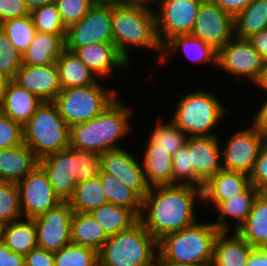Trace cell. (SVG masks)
Returning a JSON list of instances; mask_svg holds the SVG:
<instances>
[{
  "instance_id": "6",
  "label": "cell",
  "mask_w": 267,
  "mask_h": 266,
  "mask_svg": "<svg viewBox=\"0 0 267 266\" xmlns=\"http://www.w3.org/2000/svg\"><path fill=\"white\" fill-rule=\"evenodd\" d=\"M22 130L23 143L39 159L70 147V127L53 101H43Z\"/></svg>"
},
{
  "instance_id": "45",
  "label": "cell",
  "mask_w": 267,
  "mask_h": 266,
  "mask_svg": "<svg viewBox=\"0 0 267 266\" xmlns=\"http://www.w3.org/2000/svg\"><path fill=\"white\" fill-rule=\"evenodd\" d=\"M101 155L93 151L77 149V183L99 176Z\"/></svg>"
},
{
  "instance_id": "29",
  "label": "cell",
  "mask_w": 267,
  "mask_h": 266,
  "mask_svg": "<svg viewBox=\"0 0 267 266\" xmlns=\"http://www.w3.org/2000/svg\"><path fill=\"white\" fill-rule=\"evenodd\" d=\"M108 237L90 212H74L72 215L71 241L73 244L99 252Z\"/></svg>"
},
{
  "instance_id": "3",
  "label": "cell",
  "mask_w": 267,
  "mask_h": 266,
  "mask_svg": "<svg viewBox=\"0 0 267 266\" xmlns=\"http://www.w3.org/2000/svg\"><path fill=\"white\" fill-rule=\"evenodd\" d=\"M115 100L102 113L90 121L70 128V147L103 154L120 149L117 141L131 133L129 116L132 111Z\"/></svg>"
},
{
  "instance_id": "27",
  "label": "cell",
  "mask_w": 267,
  "mask_h": 266,
  "mask_svg": "<svg viewBox=\"0 0 267 266\" xmlns=\"http://www.w3.org/2000/svg\"><path fill=\"white\" fill-rule=\"evenodd\" d=\"M66 35H52L36 32L32 43L22 54V64L49 65L54 64L65 50Z\"/></svg>"
},
{
  "instance_id": "36",
  "label": "cell",
  "mask_w": 267,
  "mask_h": 266,
  "mask_svg": "<svg viewBox=\"0 0 267 266\" xmlns=\"http://www.w3.org/2000/svg\"><path fill=\"white\" fill-rule=\"evenodd\" d=\"M68 202L73 212H91L109 203L99 176L77 183Z\"/></svg>"
},
{
  "instance_id": "17",
  "label": "cell",
  "mask_w": 267,
  "mask_h": 266,
  "mask_svg": "<svg viewBox=\"0 0 267 266\" xmlns=\"http://www.w3.org/2000/svg\"><path fill=\"white\" fill-rule=\"evenodd\" d=\"M39 165L45 170L55 193L62 201H68L77 185V149L51 153L40 159Z\"/></svg>"
},
{
  "instance_id": "42",
  "label": "cell",
  "mask_w": 267,
  "mask_h": 266,
  "mask_svg": "<svg viewBox=\"0 0 267 266\" xmlns=\"http://www.w3.org/2000/svg\"><path fill=\"white\" fill-rule=\"evenodd\" d=\"M22 67V54L11 44L8 36L0 29V71L11 79Z\"/></svg>"
},
{
  "instance_id": "12",
  "label": "cell",
  "mask_w": 267,
  "mask_h": 266,
  "mask_svg": "<svg viewBox=\"0 0 267 266\" xmlns=\"http://www.w3.org/2000/svg\"><path fill=\"white\" fill-rule=\"evenodd\" d=\"M73 213L70 203L63 201L46 213L33 218L36 225L38 247L56 252L72 243Z\"/></svg>"
},
{
  "instance_id": "24",
  "label": "cell",
  "mask_w": 267,
  "mask_h": 266,
  "mask_svg": "<svg viewBox=\"0 0 267 266\" xmlns=\"http://www.w3.org/2000/svg\"><path fill=\"white\" fill-rule=\"evenodd\" d=\"M252 246L234 231L219 232L214 241L211 266H246Z\"/></svg>"
},
{
  "instance_id": "21",
  "label": "cell",
  "mask_w": 267,
  "mask_h": 266,
  "mask_svg": "<svg viewBox=\"0 0 267 266\" xmlns=\"http://www.w3.org/2000/svg\"><path fill=\"white\" fill-rule=\"evenodd\" d=\"M74 53L99 78L110 75L113 68L129 65L114 43H93L78 47Z\"/></svg>"
},
{
  "instance_id": "46",
  "label": "cell",
  "mask_w": 267,
  "mask_h": 266,
  "mask_svg": "<svg viewBox=\"0 0 267 266\" xmlns=\"http://www.w3.org/2000/svg\"><path fill=\"white\" fill-rule=\"evenodd\" d=\"M23 143L22 126L4 115L0 114V149H8Z\"/></svg>"
},
{
  "instance_id": "9",
  "label": "cell",
  "mask_w": 267,
  "mask_h": 266,
  "mask_svg": "<svg viewBox=\"0 0 267 266\" xmlns=\"http://www.w3.org/2000/svg\"><path fill=\"white\" fill-rule=\"evenodd\" d=\"M111 22L112 3L94 4L83 18L67 28L65 49L74 52L93 43H113Z\"/></svg>"
},
{
  "instance_id": "63",
  "label": "cell",
  "mask_w": 267,
  "mask_h": 266,
  "mask_svg": "<svg viewBox=\"0 0 267 266\" xmlns=\"http://www.w3.org/2000/svg\"><path fill=\"white\" fill-rule=\"evenodd\" d=\"M2 113V101H1V96H0V114Z\"/></svg>"
},
{
  "instance_id": "20",
  "label": "cell",
  "mask_w": 267,
  "mask_h": 266,
  "mask_svg": "<svg viewBox=\"0 0 267 266\" xmlns=\"http://www.w3.org/2000/svg\"><path fill=\"white\" fill-rule=\"evenodd\" d=\"M249 186L248 174L221 169L203 185L202 201L207 202V206L208 201L212 202L216 207L220 202L243 193Z\"/></svg>"
},
{
  "instance_id": "49",
  "label": "cell",
  "mask_w": 267,
  "mask_h": 266,
  "mask_svg": "<svg viewBox=\"0 0 267 266\" xmlns=\"http://www.w3.org/2000/svg\"><path fill=\"white\" fill-rule=\"evenodd\" d=\"M25 266H54V252L35 248L24 255Z\"/></svg>"
},
{
  "instance_id": "31",
  "label": "cell",
  "mask_w": 267,
  "mask_h": 266,
  "mask_svg": "<svg viewBox=\"0 0 267 266\" xmlns=\"http://www.w3.org/2000/svg\"><path fill=\"white\" fill-rule=\"evenodd\" d=\"M2 241L12 252L22 255L38 247L36 225L33 219L13 221L3 225Z\"/></svg>"
},
{
  "instance_id": "43",
  "label": "cell",
  "mask_w": 267,
  "mask_h": 266,
  "mask_svg": "<svg viewBox=\"0 0 267 266\" xmlns=\"http://www.w3.org/2000/svg\"><path fill=\"white\" fill-rule=\"evenodd\" d=\"M64 25H70L83 18L94 5L90 0H54Z\"/></svg>"
},
{
  "instance_id": "48",
  "label": "cell",
  "mask_w": 267,
  "mask_h": 266,
  "mask_svg": "<svg viewBox=\"0 0 267 266\" xmlns=\"http://www.w3.org/2000/svg\"><path fill=\"white\" fill-rule=\"evenodd\" d=\"M29 14L24 0H0V23Z\"/></svg>"
},
{
  "instance_id": "50",
  "label": "cell",
  "mask_w": 267,
  "mask_h": 266,
  "mask_svg": "<svg viewBox=\"0 0 267 266\" xmlns=\"http://www.w3.org/2000/svg\"><path fill=\"white\" fill-rule=\"evenodd\" d=\"M0 266H25L24 255L12 252L10 248L1 241Z\"/></svg>"
},
{
  "instance_id": "13",
  "label": "cell",
  "mask_w": 267,
  "mask_h": 266,
  "mask_svg": "<svg viewBox=\"0 0 267 266\" xmlns=\"http://www.w3.org/2000/svg\"><path fill=\"white\" fill-rule=\"evenodd\" d=\"M191 34L219 50L234 36L233 16L212 0H202Z\"/></svg>"
},
{
  "instance_id": "44",
  "label": "cell",
  "mask_w": 267,
  "mask_h": 266,
  "mask_svg": "<svg viewBox=\"0 0 267 266\" xmlns=\"http://www.w3.org/2000/svg\"><path fill=\"white\" fill-rule=\"evenodd\" d=\"M178 180L183 181L179 183ZM172 185L193 186V166L190 165L189 149L186 145L172 157Z\"/></svg>"
},
{
  "instance_id": "26",
  "label": "cell",
  "mask_w": 267,
  "mask_h": 266,
  "mask_svg": "<svg viewBox=\"0 0 267 266\" xmlns=\"http://www.w3.org/2000/svg\"><path fill=\"white\" fill-rule=\"evenodd\" d=\"M260 193V190L250 185L243 193L236 195L228 200L220 202L216 210L220 212L215 222H212L219 232H229L227 224V215L235 218V232L245 223L249 213L252 210L255 198Z\"/></svg>"
},
{
  "instance_id": "54",
  "label": "cell",
  "mask_w": 267,
  "mask_h": 266,
  "mask_svg": "<svg viewBox=\"0 0 267 266\" xmlns=\"http://www.w3.org/2000/svg\"><path fill=\"white\" fill-rule=\"evenodd\" d=\"M253 124L264 136H267V100L254 116Z\"/></svg>"
},
{
  "instance_id": "15",
  "label": "cell",
  "mask_w": 267,
  "mask_h": 266,
  "mask_svg": "<svg viewBox=\"0 0 267 266\" xmlns=\"http://www.w3.org/2000/svg\"><path fill=\"white\" fill-rule=\"evenodd\" d=\"M217 65L230 74L247 77L254 82L264 62L248 39L233 36L218 50Z\"/></svg>"
},
{
  "instance_id": "4",
  "label": "cell",
  "mask_w": 267,
  "mask_h": 266,
  "mask_svg": "<svg viewBox=\"0 0 267 266\" xmlns=\"http://www.w3.org/2000/svg\"><path fill=\"white\" fill-rule=\"evenodd\" d=\"M156 251L158 241L138 220L108 237L98 252L99 266H154Z\"/></svg>"
},
{
  "instance_id": "19",
  "label": "cell",
  "mask_w": 267,
  "mask_h": 266,
  "mask_svg": "<svg viewBox=\"0 0 267 266\" xmlns=\"http://www.w3.org/2000/svg\"><path fill=\"white\" fill-rule=\"evenodd\" d=\"M12 80L41 101H54L62 89L56 63L49 65L22 64Z\"/></svg>"
},
{
  "instance_id": "8",
  "label": "cell",
  "mask_w": 267,
  "mask_h": 266,
  "mask_svg": "<svg viewBox=\"0 0 267 266\" xmlns=\"http://www.w3.org/2000/svg\"><path fill=\"white\" fill-rule=\"evenodd\" d=\"M116 99L114 89L106 91L96 82L85 87L61 89L53 102L60 116L71 128L95 118Z\"/></svg>"
},
{
  "instance_id": "5",
  "label": "cell",
  "mask_w": 267,
  "mask_h": 266,
  "mask_svg": "<svg viewBox=\"0 0 267 266\" xmlns=\"http://www.w3.org/2000/svg\"><path fill=\"white\" fill-rule=\"evenodd\" d=\"M219 233L210 223L193 224L168 235L158 241V252L172 262L211 265L214 241Z\"/></svg>"
},
{
  "instance_id": "16",
  "label": "cell",
  "mask_w": 267,
  "mask_h": 266,
  "mask_svg": "<svg viewBox=\"0 0 267 266\" xmlns=\"http://www.w3.org/2000/svg\"><path fill=\"white\" fill-rule=\"evenodd\" d=\"M217 136H188L190 165L193 166V186L201 188L222 168L221 149Z\"/></svg>"
},
{
  "instance_id": "38",
  "label": "cell",
  "mask_w": 267,
  "mask_h": 266,
  "mask_svg": "<svg viewBox=\"0 0 267 266\" xmlns=\"http://www.w3.org/2000/svg\"><path fill=\"white\" fill-rule=\"evenodd\" d=\"M0 29L21 54L27 50L37 32L30 14L5 20L0 23Z\"/></svg>"
},
{
  "instance_id": "60",
  "label": "cell",
  "mask_w": 267,
  "mask_h": 266,
  "mask_svg": "<svg viewBox=\"0 0 267 266\" xmlns=\"http://www.w3.org/2000/svg\"><path fill=\"white\" fill-rule=\"evenodd\" d=\"M260 193L267 198V185L260 190Z\"/></svg>"
},
{
  "instance_id": "37",
  "label": "cell",
  "mask_w": 267,
  "mask_h": 266,
  "mask_svg": "<svg viewBox=\"0 0 267 266\" xmlns=\"http://www.w3.org/2000/svg\"><path fill=\"white\" fill-rule=\"evenodd\" d=\"M188 135L184 133L172 120L170 123H160L150 133L148 137L147 148L145 149H163L172 157L182 148L187 141Z\"/></svg>"
},
{
  "instance_id": "18",
  "label": "cell",
  "mask_w": 267,
  "mask_h": 266,
  "mask_svg": "<svg viewBox=\"0 0 267 266\" xmlns=\"http://www.w3.org/2000/svg\"><path fill=\"white\" fill-rule=\"evenodd\" d=\"M141 166L131 153L122 148L101 154V170L115 176L144 198L150 186Z\"/></svg>"
},
{
  "instance_id": "34",
  "label": "cell",
  "mask_w": 267,
  "mask_h": 266,
  "mask_svg": "<svg viewBox=\"0 0 267 266\" xmlns=\"http://www.w3.org/2000/svg\"><path fill=\"white\" fill-rule=\"evenodd\" d=\"M143 170L150 187L172 185V156L163 149H146Z\"/></svg>"
},
{
  "instance_id": "2",
  "label": "cell",
  "mask_w": 267,
  "mask_h": 266,
  "mask_svg": "<svg viewBox=\"0 0 267 266\" xmlns=\"http://www.w3.org/2000/svg\"><path fill=\"white\" fill-rule=\"evenodd\" d=\"M150 2L152 1L130 0L112 3L113 43L129 63L130 54L127 49L129 46H144L162 52L156 33L155 13L148 7Z\"/></svg>"
},
{
  "instance_id": "51",
  "label": "cell",
  "mask_w": 267,
  "mask_h": 266,
  "mask_svg": "<svg viewBox=\"0 0 267 266\" xmlns=\"http://www.w3.org/2000/svg\"><path fill=\"white\" fill-rule=\"evenodd\" d=\"M258 51L264 63H267V28L247 38Z\"/></svg>"
},
{
  "instance_id": "7",
  "label": "cell",
  "mask_w": 267,
  "mask_h": 266,
  "mask_svg": "<svg viewBox=\"0 0 267 266\" xmlns=\"http://www.w3.org/2000/svg\"><path fill=\"white\" fill-rule=\"evenodd\" d=\"M216 97L203 90L185 94L178 102L172 121L189 137L217 136L211 131L224 118L226 108Z\"/></svg>"
},
{
  "instance_id": "39",
  "label": "cell",
  "mask_w": 267,
  "mask_h": 266,
  "mask_svg": "<svg viewBox=\"0 0 267 266\" xmlns=\"http://www.w3.org/2000/svg\"><path fill=\"white\" fill-rule=\"evenodd\" d=\"M54 266H99L98 252L70 243L54 252Z\"/></svg>"
},
{
  "instance_id": "56",
  "label": "cell",
  "mask_w": 267,
  "mask_h": 266,
  "mask_svg": "<svg viewBox=\"0 0 267 266\" xmlns=\"http://www.w3.org/2000/svg\"><path fill=\"white\" fill-rule=\"evenodd\" d=\"M254 84H257L258 88H262L267 92V63H264V66L260 70Z\"/></svg>"
},
{
  "instance_id": "55",
  "label": "cell",
  "mask_w": 267,
  "mask_h": 266,
  "mask_svg": "<svg viewBox=\"0 0 267 266\" xmlns=\"http://www.w3.org/2000/svg\"><path fill=\"white\" fill-rule=\"evenodd\" d=\"M154 266H211V265H198L192 263H179V262H172L166 258H164L158 251L157 255L155 256Z\"/></svg>"
},
{
  "instance_id": "52",
  "label": "cell",
  "mask_w": 267,
  "mask_h": 266,
  "mask_svg": "<svg viewBox=\"0 0 267 266\" xmlns=\"http://www.w3.org/2000/svg\"><path fill=\"white\" fill-rule=\"evenodd\" d=\"M218 7L233 17L244 10L252 0H212Z\"/></svg>"
},
{
  "instance_id": "28",
  "label": "cell",
  "mask_w": 267,
  "mask_h": 266,
  "mask_svg": "<svg viewBox=\"0 0 267 266\" xmlns=\"http://www.w3.org/2000/svg\"><path fill=\"white\" fill-rule=\"evenodd\" d=\"M59 79L62 89L85 87L97 82L96 75L78 58L74 52L66 49L57 58Z\"/></svg>"
},
{
  "instance_id": "30",
  "label": "cell",
  "mask_w": 267,
  "mask_h": 266,
  "mask_svg": "<svg viewBox=\"0 0 267 266\" xmlns=\"http://www.w3.org/2000/svg\"><path fill=\"white\" fill-rule=\"evenodd\" d=\"M252 247H267V198L259 193L245 223L236 231Z\"/></svg>"
},
{
  "instance_id": "32",
  "label": "cell",
  "mask_w": 267,
  "mask_h": 266,
  "mask_svg": "<svg viewBox=\"0 0 267 266\" xmlns=\"http://www.w3.org/2000/svg\"><path fill=\"white\" fill-rule=\"evenodd\" d=\"M90 213L101 225L107 237L129 229L139 220L131 210L111 203L95 208Z\"/></svg>"
},
{
  "instance_id": "23",
  "label": "cell",
  "mask_w": 267,
  "mask_h": 266,
  "mask_svg": "<svg viewBox=\"0 0 267 266\" xmlns=\"http://www.w3.org/2000/svg\"><path fill=\"white\" fill-rule=\"evenodd\" d=\"M1 101L2 113L22 127L30 120L37 107L43 102L13 80L5 87Z\"/></svg>"
},
{
  "instance_id": "62",
  "label": "cell",
  "mask_w": 267,
  "mask_h": 266,
  "mask_svg": "<svg viewBox=\"0 0 267 266\" xmlns=\"http://www.w3.org/2000/svg\"><path fill=\"white\" fill-rule=\"evenodd\" d=\"M91 2H93L94 4H100V0H90Z\"/></svg>"
},
{
  "instance_id": "35",
  "label": "cell",
  "mask_w": 267,
  "mask_h": 266,
  "mask_svg": "<svg viewBox=\"0 0 267 266\" xmlns=\"http://www.w3.org/2000/svg\"><path fill=\"white\" fill-rule=\"evenodd\" d=\"M99 178L109 203L125 207L131 210L138 218L140 217L143 198L136 191L127 187L115 176L102 170L99 173Z\"/></svg>"
},
{
  "instance_id": "57",
  "label": "cell",
  "mask_w": 267,
  "mask_h": 266,
  "mask_svg": "<svg viewBox=\"0 0 267 266\" xmlns=\"http://www.w3.org/2000/svg\"><path fill=\"white\" fill-rule=\"evenodd\" d=\"M24 2L28 10L31 12L36 8L54 3V0H24Z\"/></svg>"
},
{
  "instance_id": "22",
  "label": "cell",
  "mask_w": 267,
  "mask_h": 266,
  "mask_svg": "<svg viewBox=\"0 0 267 266\" xmlns=\"http://www.w3.org/2000/svg\"><path fill=\"white\" fill-rule=\"evenodd\" d=\"M40 159L25 143L0 149V182L18 183L32 172Z\"/></svg>"
},
{
  "instance_id": "53",
  "label": "cell",
  "mask_w": 267,
  "mask_h": 266,
  "mask_svg": "<svg viewBox=\"0 0 267 266\" xmlns=\"http://www.w3.org/2000/svg\"><path fill=\"white\" fill-rule=\"evenodd\" d=\"M246 266H267V247H253Z\"/></svg>"
},
{
  "instance_id": "58",
  "label": "cell",
  "mask_w": 267,
  "mask_h": 266,
  "mask_svg": "<svg viewBox=\"0 0 267 266\" xmlns=\"http://www.w3.org/2000/svg\"><path fill=\"white\" fill-rule=\"evenodd\" d=\"M12 79L6 75L4 72L0 71V96L4 92L5 87L9 84Z\"/></svg>"
},
{
  "instance_id": "40",
  "label": "cell",
  "mask_w": 267,
  "mask_h": 266,
  "mask_svg": "<svg viewBox=\"0 0 267 266\" xmlns=\"http://www.w3.org/2000/svg\"><path fill=\"white\" fill-rule=\"evenodd\" d=\"M37 32L52 35H66L64 25L55 3L44 5L30 12Z\"/></svg>"
},
{
  "instance_id": "14",
  "label": "cell",
  "mask_w": 267,
  "mask_h": 266,
  "mask_svg": "<svg viewBox=\"0 0 267 266\" xmlns=\"http://www.w3.org/2000/svg\"><path fill=\"white\" fill-rule=\"evenodd\" d=\"M264 135L253 125L248 129H241L230 137L221 157L222 168L249 174L257 160Z\"/></svg>"
},
{
  "instance_id": "10",
  "label": "cell",
  "mask_w": 267,
  "mask_h": 266,
  "mask_svg": "<svg viewBox=\"0 0 267 266\" xmlns=\"http://www.w3.org/2000/svg\"><path fill=\"white\" fill-rule=\"evenodd\" d=\"M158 2L160 12L155 13V22L157 38L161 46L175 36L191 34L202 0H159Z\"/></svg>"
},
{
  "instance_id": "11",
  "label": "cell",
  "mask_w": 267,
  "mask_h": 266,
  "mask_svg": "<svg viewBox=\"0 0 267 266\" xmlns=\"http://www.w3.org/2000/svg\"><path fill=\"white\" fill-rule=\"evenodd\" d=\"M17 184L23 218L33 219L63 202L40 165Z\"/></svg>"
},
{
  "instance_id": "33",
  "label": "cell",
  "mask_w": 267,
  "mask_h": 266,
  "mask_svg": "<svg viewBox=\"0 0 267 266\" xmlns=\"http://www.w3.org/2000/svg\"><path fill=\"white\" fill-rule=\"evenodd\" d=\"M234 36L248 38L267 28V0H252L233 17Z\"/></svg>"
},
{
  "instance_id": "25",
  "label": "cell",
  "mask_w": 267,
  "mask_h": 266,
  "mask_svg": "<svg viewBox=\"0 0 267 266\" xmlns=\"http://www.w3.org/2000/svg\"><path fill=\"white\" fill-rule=\"evenodd\" d=\"M192 61L211 62L217 65L218 50L192 34L178 35L169 39L163 46L158 62L162 64L170 54L175 55L179 49ZM169 54V55H168Z\"/></svg>"
},
{
  "instance_id": "41",
  "label": "cell",
  "mask_w": 267,
  "mask_h": 266,
  "mask_svg": "<svg viewBox=\"0 0 267 266\" xmlns=\"http://www.w3.org/2000/svg\"><path fill=\"white\" fill-rule=\"evenodd\" d=\"M23 217L17 183L0 182V222L4 225Z\"/></svg>"
},
{
  "instance_id": "59",
  "label": "cell",
  "mask_w": 267,
  "mask_h": 266,
  "mask_svg": "<svg viewBox=\"0 0 267 266\" xmlns=\"http://www.w3.org/2000/svg\"><path fill=\"white\" fill-rule=\"evenodd\" d=\"M130 0H100V4H105V3H123V2H128Z\"/></svg>"
},
{
  "instance_id": "1",
  "label": "cell",
  "mask_w": 267,
  "mask_h": 266,
  "mask_svg": "<svg viewBox=\"0 0 267 266\" xmlns=\"http://www.w3.org/2000/svg\"><path fill=\"white\" fill-rule=\"evenodd\" d=\"M197 200L202 201V189L198 187L189 185L150 187L143 198L139 221L159 241L165 235L177 232L197 221L194 212V202Z\"/></svg>"
},
{
  "instance_id": "61",
  "label": "cell",
  "mask_w": 267,
  "mask_h": 266,
  "mask_svg": "<svg viewBox=\"0 0 267 266\" xmlns=\"http://www.w3.org/2000/svg\"><path fill=\"white\" fill-rule=\"evenodd\" d=\"M2 228L3 224L0 222V242L2 241Z\"/></svg>"
},
{
  "instance_id": "47",
  "label": "cell",
  "mask_w": 267,
  "mask_h": 266,
  "mask_svg": "<svg viewBox=\"0 0 267 266\" xmlns=\"http://www.w3.org/2000/svg\"><path fill=\"white\" fill-rule=\"evenodd\" d=\"M249 175L250 185L261 190L267 185V136L264 137L257 160Z\"/></svg>"
}]
</instances>
